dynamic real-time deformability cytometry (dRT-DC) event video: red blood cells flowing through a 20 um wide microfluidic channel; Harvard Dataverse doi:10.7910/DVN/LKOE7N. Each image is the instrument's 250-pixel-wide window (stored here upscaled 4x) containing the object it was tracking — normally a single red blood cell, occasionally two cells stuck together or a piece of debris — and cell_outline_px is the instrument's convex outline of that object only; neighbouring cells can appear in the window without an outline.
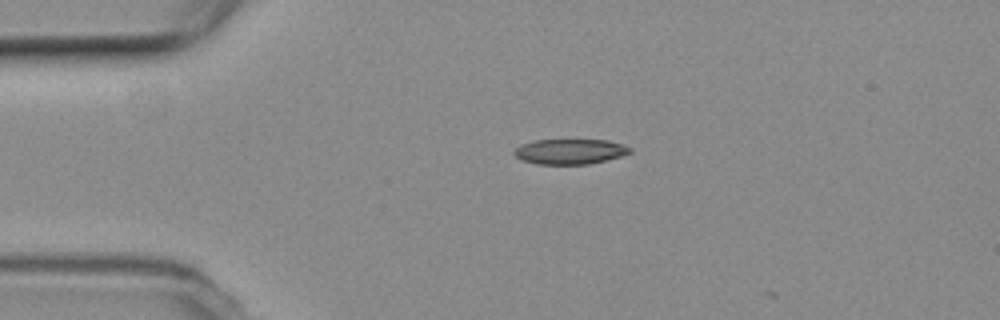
{"species": "common noctule bat (a hibernating species)", "species_latin": "Nyctalus noctula", "temperature_condition": "room temperature", "stored_images_in_passage": 3, "camera_frame_rate_fps": 3000, "um_per_image_px": 0.085, "animal": {"sex": "female", "body_mass_g": 19.3, "forearm_length_mm": 54.1}, "frame": {"image": 1, "passage_image": 1, "time_ms": 0.0, "image_size_px": [1000, 320], "cell_outline_px": [[632, 152], [620, 156], [588, 164], [536, 164], [520, 160], [512, 152], [520, 144], [536, 140], [608, 140], [624, 144], [632, 148]], "centroid_in_image_um": [48.43, 12.87], "position_along_channel_um": 36.6, "area_um2": 17.05}}